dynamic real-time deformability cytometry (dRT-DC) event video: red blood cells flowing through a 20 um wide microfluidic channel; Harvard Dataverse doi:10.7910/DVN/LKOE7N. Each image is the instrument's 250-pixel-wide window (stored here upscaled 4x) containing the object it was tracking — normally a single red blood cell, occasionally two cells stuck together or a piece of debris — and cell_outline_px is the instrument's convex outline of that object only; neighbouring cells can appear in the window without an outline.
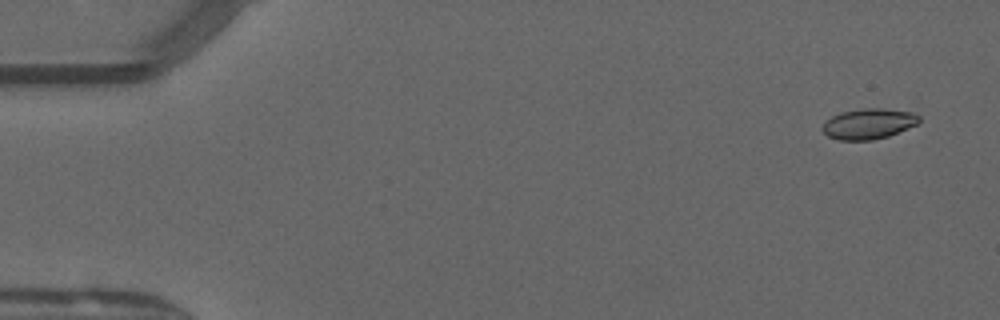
{"species": "common noctule bat (a hibernating species)", "species_latin": "Nyctalus noctula", "temperature_condition": "warm", "stored_images_in_passage": 51, "camera_frame_rate_fps": 3000, "um_per_image_px": 0.085, "animal": {"sex": "male", "forearm_length_mm": 52.5}, "frame": {"image": 1, "passage_image": 3, "time_ms": 0.667, "image_size_px": [1000, 320], "cell_outline_px": [[920, 120], [916, 124], [888, 136], [872, 140], [840, 140], [828, 136], [820, 128], [832, 116], [840, 112], [864, 108], [880, 108], [912, 112], [920, 116]], "centroid_in_image_um": [73.82, 10.52], "position_along_channel_um": 11.2, "area_um2": 16.99}}
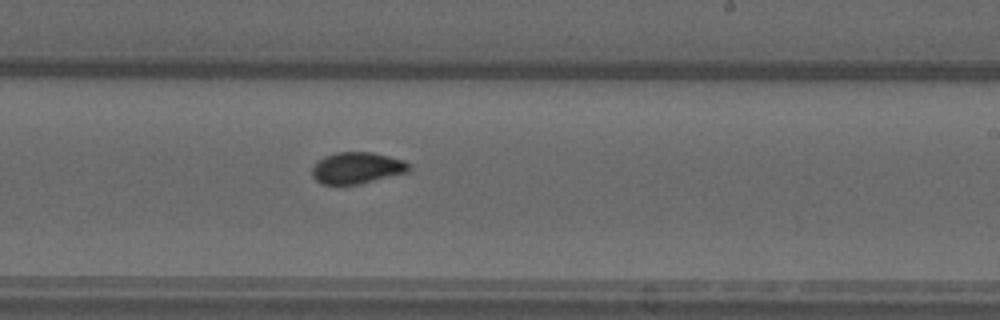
{"frame": {"image": 2, "passage_image": 31, "time_ms": 10.0, "image_size_px": [1000, 320], "cell_outline_px": [[412, 168], [408, 172], [360, 184], [320, 184], [312, 176], [312, 168], [324, 156], [336, 152], [372, 152], [404, 160], [412, 164]], "centroid_in_image_um": [30.38, 14.27], "position_along_channel_um": 258.6, "area_um2": 17.86}}
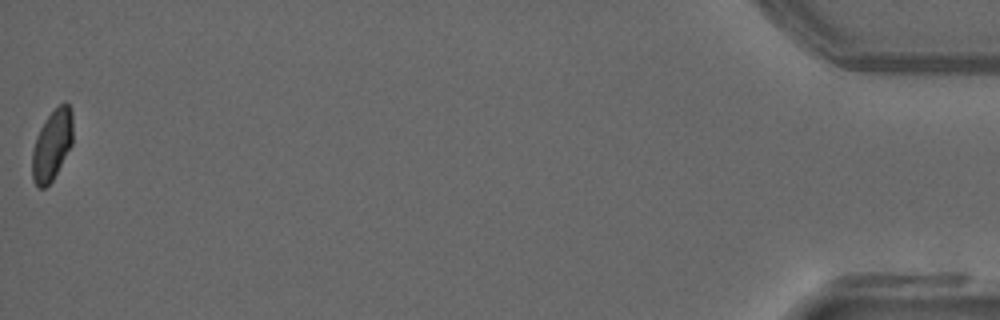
{"frame": {"image": 3, "passage_image": 51, "time_ms": 16.667, "image_size_px": [1000, 320], "cell_outline_px": [[72, 144], [52, 180], [44, 188], [40, 188], [32, 180], [32, 152], [36, 136], [40, 128], [48, 116], [64, 100], [68, 104], [72, 112]], "centroid_in_image_um": [4.41, 12.32], "position_along_channel_um": 430.8, "area_um2": 16.53}, "authors_computed_cell_mechanics": {"area_um2": 17.4556, "velocity_mm_per_s": 4.0741, "shape_relaxation_time_tau1_ms": 6.8806, "shape_relaxation_time_tau2_ms": 0.4597, "deformation_change_tau1": 0.1972, "deformation_change_tau2": 0.0539}}